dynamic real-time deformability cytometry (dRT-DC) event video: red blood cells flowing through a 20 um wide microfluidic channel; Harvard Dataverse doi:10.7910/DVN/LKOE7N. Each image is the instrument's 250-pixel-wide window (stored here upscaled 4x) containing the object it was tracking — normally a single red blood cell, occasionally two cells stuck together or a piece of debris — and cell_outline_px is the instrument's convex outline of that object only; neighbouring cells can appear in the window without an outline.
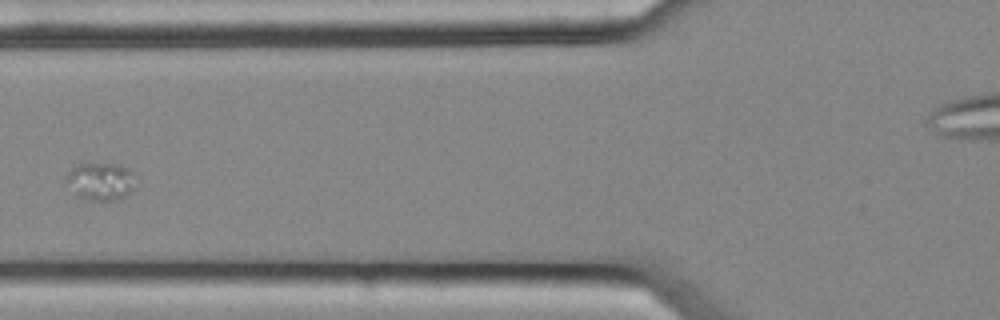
{"species": "common noctule bat (a hibernating species)", "species_latin": "Nyctalus noctula", "temperature_condition": "cold", "stored_images_in_passage": 2, "camera_frame_rate_fps": 3000, "um_per_image_px": 0.085, "animal": {"sex": "female", "body_mass_g": 25.1}, "frame": {"image": 1, "passage_image": 2, "time_ms": 0.333, "image_size_px": [1000, 320], "cell_outline_px": [[132, 188], [124, 196], [116, 200], [88, 200], [72, 196], [64, 184], [64, 180], [68, 172], [76, 164], [112, 164], [128, 168], [132, 172]], "centroid_in_image_um": [8.4, 15.44], "position_along_channel_um": 117.4, "area_um2": 15.32}}